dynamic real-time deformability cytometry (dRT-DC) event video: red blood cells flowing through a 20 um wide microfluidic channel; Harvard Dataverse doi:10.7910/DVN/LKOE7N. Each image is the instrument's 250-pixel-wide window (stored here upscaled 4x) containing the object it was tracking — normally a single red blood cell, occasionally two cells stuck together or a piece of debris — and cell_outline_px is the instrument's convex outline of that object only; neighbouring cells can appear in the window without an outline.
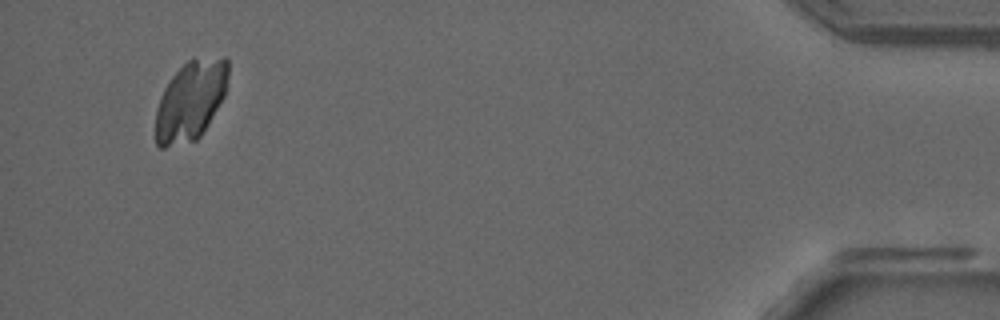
{"species": "common noctule bat (a hibernating species)", "species_latin": "Nyctalus noctula", "temperature_condition": "room temperature", "stored_images_in_passage": 43, "camera_frame_rate_fps": 3000, "um_per_image_px": 0.085, "animal": {"sex": "male", "forearm_length_mm": 52.5}, "frame": {"image": 1, "passage_image": 41, "time_ms": 13.333, "image_size_px": [1000, 320], "cell_outline_px": [[228, 76], [224, 96], [208, 124], [200, 136], [196, 140], [164, 148], [160, 148], [156, 144], [156, 108], [160, 96], [164, 88], [172, 76], [192, 56], [224, 56], [228, 60]], "centroid_in_image_um": [16.2, 8.51], "position_along_channel_um": 419.0, "area_um2": 33.99}}